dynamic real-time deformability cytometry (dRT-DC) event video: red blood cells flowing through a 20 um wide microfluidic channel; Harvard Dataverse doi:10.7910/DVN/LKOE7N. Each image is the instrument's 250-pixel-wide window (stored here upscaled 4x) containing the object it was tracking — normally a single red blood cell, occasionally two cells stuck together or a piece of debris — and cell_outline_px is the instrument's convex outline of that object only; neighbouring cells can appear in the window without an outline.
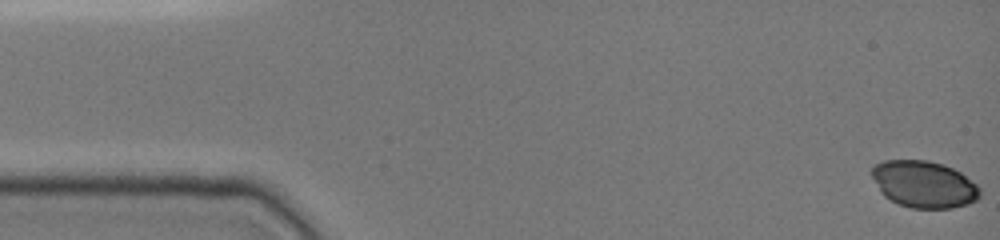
{"species": "common noctule bat (a hibernating species)", "species_latin": "Nyctalus noctula", "temperature_condition": "cold", "stored_images_in_passage": 48, "camera_frame_rate_fps": 3000, "um_per_image_px": 0.085, "animal": {"sex": "female", "body_mass_g": 19.0, "forearm_length_mm": 51.5}, "frame": {"image": 1, "passage_image": 1, "time_ms": 0.0, "image_size_px": [1000, 240], "cell_outline_px": [[980, 196], [976, 200], [968, 204], [952, 208], [912, 208], [900, 204], [884, 196], [880, 192], [872, 176], [872, 168], [876, 164], [884, 160], [924, 160], [940, 164], [952, 168], [960, 172], [976, 184], [980, 188]], "centroid_in_image_um": [78.54, 15.67], "position_along_channel_um": 6.5, "area_um2": 29.25}}